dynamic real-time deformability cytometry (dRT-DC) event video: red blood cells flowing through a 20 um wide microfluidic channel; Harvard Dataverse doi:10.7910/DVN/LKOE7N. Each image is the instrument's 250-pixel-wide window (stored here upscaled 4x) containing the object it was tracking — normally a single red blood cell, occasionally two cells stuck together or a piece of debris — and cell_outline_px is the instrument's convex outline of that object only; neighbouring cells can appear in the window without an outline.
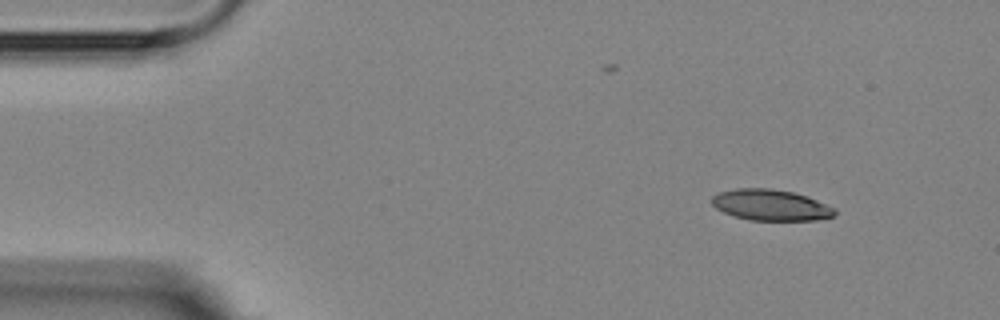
{"species": "Egyptian fruit bat (a non-hibernating species)", "species_latin": "Rousettus aegyptiacus", "temperature_condition": "room temperature", "stored_images_in_passage": 7, "camera_frame_rate_fps": 3000, "um_per_image_px": 0.085, "animal": {"sex": "female"}, "frame": {"image": 1, "passage_image": 1, "time_ms": 0.0, "image_size_px": [1000, 320], "cell_outline_px": [[836, 212], [832, 216], [816, 220], [752, 220], [732, 216], [716, 208], [712, 204], [712, 196], [716, 192], [736, 188], [772, 188], [792, 192], [808, 196], [836, 208]], "centroid_in_image_um": [65.49, 17.41], "position_along_channel_um": 19.5, "area_um2": 22.37}}
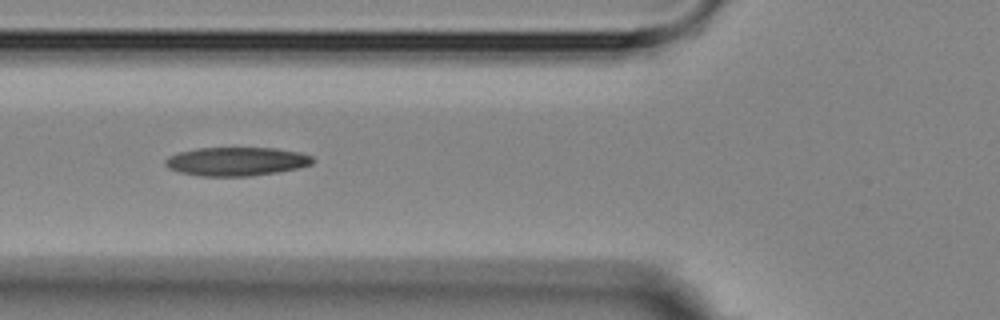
{"frame": {"image": 2, "passage_image": 5, "time_ms": 4.667, "image_size_px": [1000, 320], "cell_outline_px": [[316, 160], [312, 164], [300, 168], [252, 176], [200, 176], [180, 172], [168, 168], [164, 164], [164, 160], [168, 156], [176, 152], [196, 148], [276, 148], [300, 152], [312, 156]], "centroid_in_image_um": [20.09, 13.72], "position_along_channel_um": 105.7, "area_um2": 24.91}}
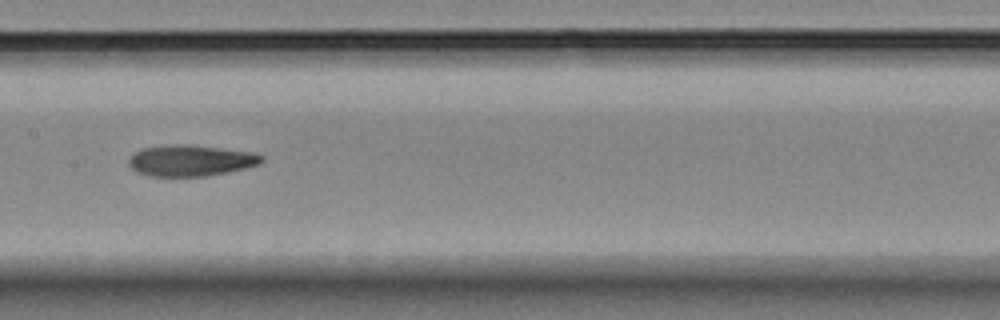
{"frame": {"image": 3, "passage_image": 7, "time_ms": 7.0, "image_size_px": [1000, 320], "cell_outline_px": [[264, 160], [260, 164], [244, 168], [208, 176], [148, 176], [136, 172], [128, 164], [128, 160], [140, 148], [172, 144], [188, 144], [252, 152], [264, 156]], "centroid_in_image_um": [16.19, 13.64], "position_along_channel_um": 191.2, "area_um2": 24.16}}